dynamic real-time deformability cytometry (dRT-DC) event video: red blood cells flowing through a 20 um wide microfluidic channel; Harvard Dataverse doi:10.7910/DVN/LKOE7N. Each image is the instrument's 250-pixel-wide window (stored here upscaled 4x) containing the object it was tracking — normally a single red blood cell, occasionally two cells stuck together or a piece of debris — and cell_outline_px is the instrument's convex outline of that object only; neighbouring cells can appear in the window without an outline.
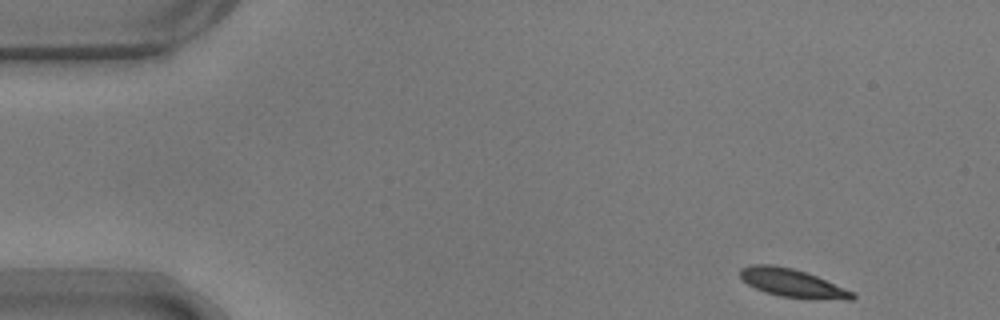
{"species": "common noctule bat (a hibernating species)", "species_latin": "Nyctalus noctula", "temperature_condition": "warm", "stored_images_in_passage": 52, "segment_of_instrument_passage": [1, 2], "camera_frame_rate_fps": 3000, "um_per_image_px": 0.085, "animal": {"sex": "male", "body_mass_g": 17.9}, "frame": {"image": 1, "passage_image": 1, "time_ms": 0.0, "image_size_px": [1000, 320], "cell_outline_px": [[856, 296], [852, 300], [848, 300], [780, 296], [764, 292], [748, 284], [740, 276], [740, 268], [752, 264], [772, 264], [792, 268], [816, 276], [844, 288], [852, 292]], "centroid_in_image_um": [67.31, 24.04], "position_along_channel_um": 17.7, "area_um2": 18.03}}
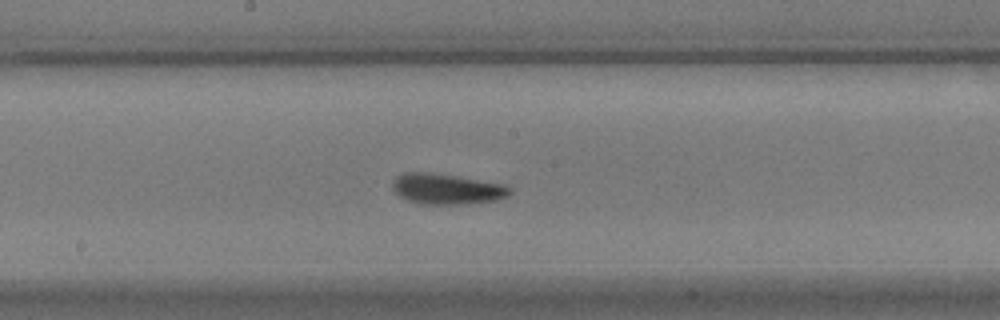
{"frame": {"image": 2, "passage_image": 25, "time_ms": 8.0, "image_size_px": [1000, 320], "cell_outline_px": [[512, 192], [508, 196], [496, 200], [464, 204], [420, 204], [408, 200], [400, 196], [392, 188], [392, 180], [396, 176], [404, 172], [428, 172], [456, 176], [504, 184], [512, 188]], "centroid_in_image_um": [37.97, 16.06], "position_along_channel_um": 210.2, "area_um2": 20.98}}
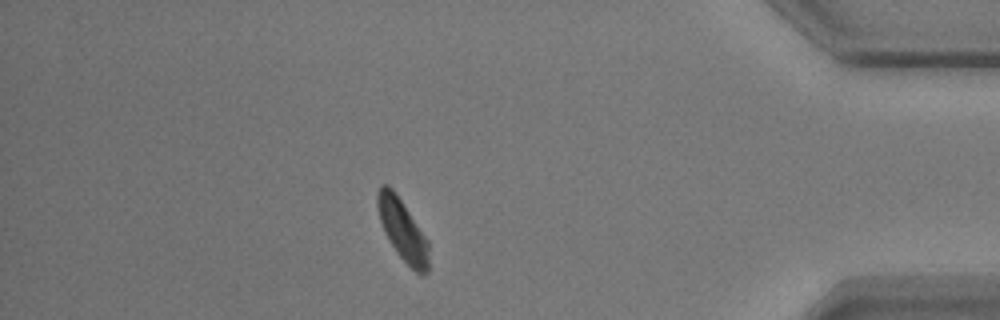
{"frame": {"image": 3, "passage_image": 44, "time_ms": 14.333, "image_size_px": [1000, 320], "cell_outline_px": [[428, 272], [424, 276], [420, 276], [396, 252], [384, 232], [380, 220], [376, 204], [376, 196], [380, 184], [388, 184], [392, 188], [428, 240]], "centroid_in_image_um": [34.2, 19.55], "position_along_channel_um": 401.0, "area_um2": 18.15}}